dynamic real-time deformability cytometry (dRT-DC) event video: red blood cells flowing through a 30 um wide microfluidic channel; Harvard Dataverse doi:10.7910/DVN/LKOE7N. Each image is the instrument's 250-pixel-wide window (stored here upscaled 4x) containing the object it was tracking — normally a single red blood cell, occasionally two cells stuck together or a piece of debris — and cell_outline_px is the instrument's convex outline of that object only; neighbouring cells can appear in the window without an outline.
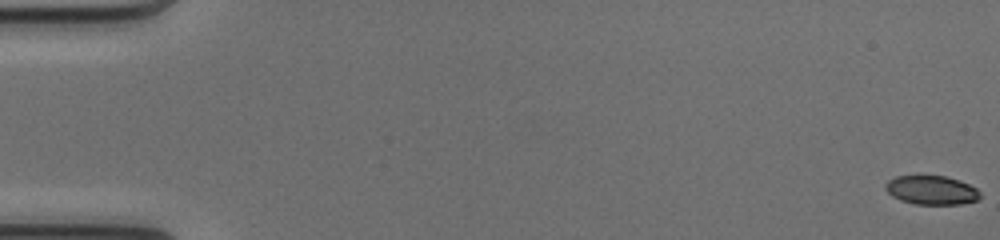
{"species": "common noctule bat (a hibernating species)", "species_latin": "Nyctalus noctula", "temperature_condition": "cold", "stored_images_in_passage": 52, "camera_frame_rate_fps": 3000, "um_per_image_px": 0.085, "animal": {"sex": "female", "body_mass_g": 17.0, "forearm_length_mm": 48.0}, "frame": {"image": 1, "passage_image": 1, "time_ms": 0.0, "image_size_px": [1000, 240], "cell_outline_px": [[980, 196], [976, 200], [960, 204], [916, 204], [900, 200], [892, 196], [884, 188], [884, 184], [888, 180], [896, 176], [944, 176], [968, 184], [976, 188], [980, 192]], "centroid_in_image_um": [79.13, 16.16], "position_along_channel_um": 5.9, "area_um2": 15.78}}
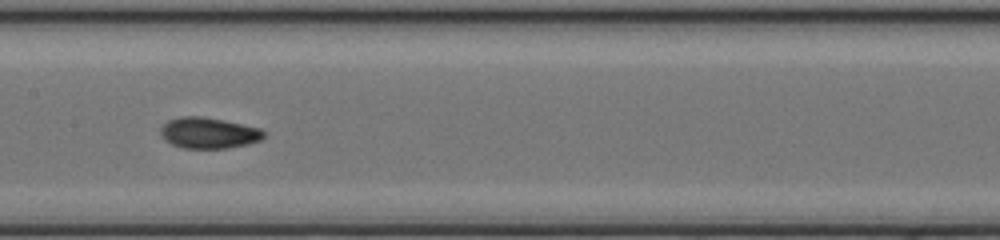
{"frame": {"image": 2, "passage_image": 27, "time_ms": 8.667, "image_size_px": [1000, 240], "cell_outline_px": [[264, 136], [260, 140], [248, 144], [228, 148], [184, 148], [172, 144], [164, 140], [160, 132], [160, 128], [168, 120], [180, 116], [200, 116], [224, 120], [260, 128], [264, 132]], "centroid_in_image_um": [17.71, 11.29], "position_along_channel_um": 189.7, "area_um2": 18.61}}
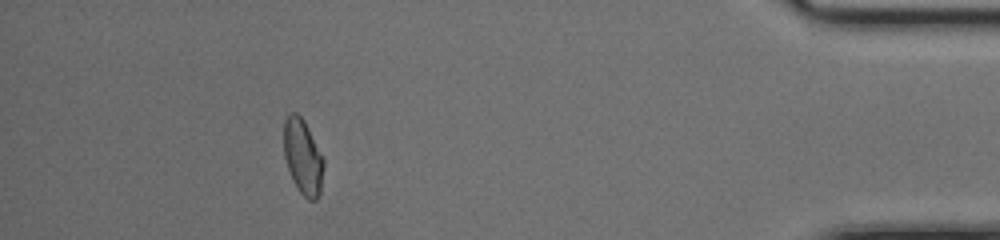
{"frame": {"image": 3, "passage_image": 47, "time_ms": 15.333, "image_size_px": [1000, 240], "cell_outline_px": [[324, 168], [320, 192], [316, 200], [308, 200], [296, 188], [292, 180], [284, 156], [284, 120], [288, 112], [296, 112], [304, 120], [324, 160]], "centroid_in_image_um": [25.73, 13.33], "position_along_channel_um": 409.5, "area_um2": 17.51}, "authors_computed_cell_mechanics": {"area_um2": 17.6001, "velocity_mm_per_s": 4.1335, "shape_relaxation_time_tau1_ms": 4.8383, "shape_relaxation_time_tau2_ms": 2.5957, "deformation_change_tau1": 0.1692, "deformation_change_tau2": 0.0785}}